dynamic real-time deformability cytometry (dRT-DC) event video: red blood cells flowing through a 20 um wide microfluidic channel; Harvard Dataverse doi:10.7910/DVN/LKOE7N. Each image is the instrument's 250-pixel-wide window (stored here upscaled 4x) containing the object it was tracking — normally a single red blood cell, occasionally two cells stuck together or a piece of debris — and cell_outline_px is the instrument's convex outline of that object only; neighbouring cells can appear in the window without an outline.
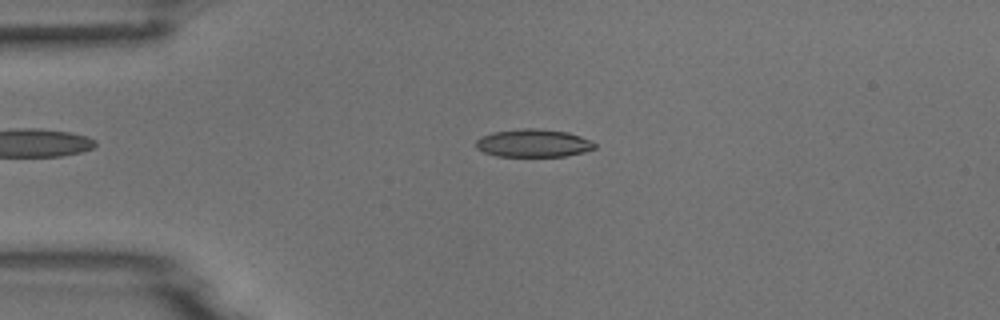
{"species": "common noctule bat (a hibernating species)", "species_latin": "Nyctalus noctula", "temperature_condition": "room temperature", "stored_images_in_passage": 52, "camera_frame_rate_fps": 3000, "um_per_image_px": 0.085, "animal": {"sex": "male", "body_mass_g": 18.8}, "frame": {"image": 1, "passage_image": 12, "time_ms": 3.667, "image_size_px": [1000, 320], "cell_outline_px": [[596, 148], [584, 152], [564, 156], [496, 156], [484, 152], [476, 148], [476, 140], [492, 132], [520, 128], [536, 128], [568, 132], [592, 140], [596, 144]], "centroid_in_image_um": [45.36, 12.16], "position_along_channel_um": 39.6, "area_um2": 19.36}}
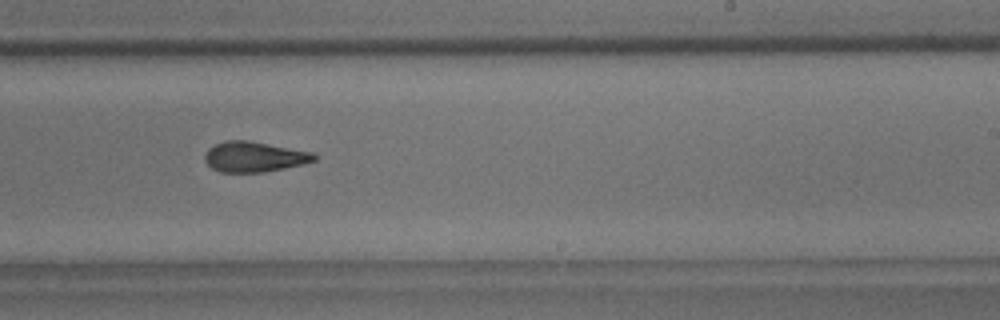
{"frame": {"image": 2, "passage_image": 32, "time_ms": 10.333, "image_size_px": [1000, 320], "cell_outline_px": [[316, 160], [304, 164], [264, 172], [220, 172], [212, 168], [204, 160], [204, 156], [208, 148], [224, 140], [248, 140], [312, 152], [316, 156]], "centroid_in_image_um": [21.59, 13.32], "position_along_channel_um": 267.4, "area_um2": 19.31}}
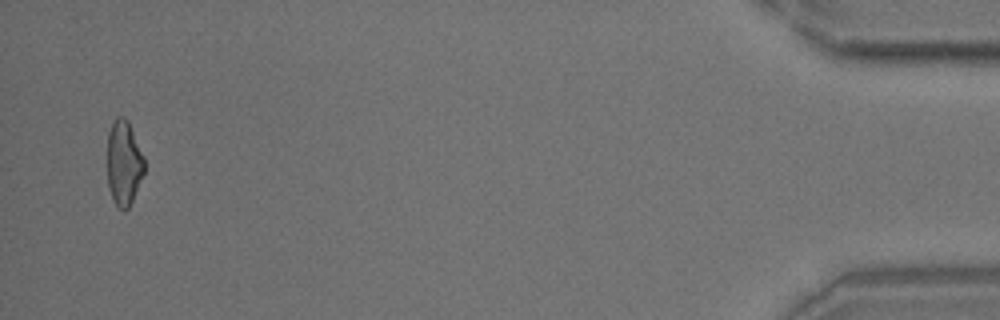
{"frame": {"image": 3, "passage_image": 51, "time_ms": 16.667, "image_size_px": [1000, 320], "cell_outline_px": [[144, 172], [132, 200], [128, 208], [124, 212], [112, 200], [108, 188], [108, 132], [116, 116], [124, 116], [128, 120], [144, 156]], "centroid_in_image_um": [10.52, 13.84], "position_along_channel_um": 424.7, "area_um2": 18.32}}